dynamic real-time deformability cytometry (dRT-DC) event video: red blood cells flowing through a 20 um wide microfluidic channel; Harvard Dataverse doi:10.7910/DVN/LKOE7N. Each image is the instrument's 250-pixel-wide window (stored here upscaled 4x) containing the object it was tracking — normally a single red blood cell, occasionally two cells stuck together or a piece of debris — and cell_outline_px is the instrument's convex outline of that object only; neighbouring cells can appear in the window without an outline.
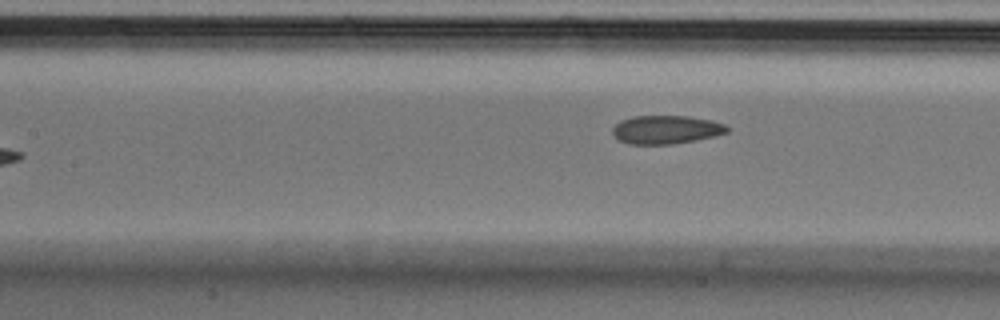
{"species": "Egyptian fruit bat (a non-hibernating species)", "species_latin": "Rousettus aegyptiacus", "temperature_condition": "cold", "stored_images_in_passage": 8, "camera_frame_rate_fps": 3000, "um_per_image_px": 0.085, "animal": {"sex": "male"}, "frame": {"image": 1, "passage_image": 8, "time_ms": 2.333, "image_size_px": [1000, 320], "cell_outline_px": [[732, 128], [728, 132], [716, 136], [696, 140], [672, 144], [628, 144], [620, 140], [612, 132], [612, 128], [620, 120], [632, 116], [688, 116], [712, 120], [724, 124]], "centroid_in_image_um": [56.66, 11.01], "position_along_channel_um": 150.7, "area_um2": 19.13}}